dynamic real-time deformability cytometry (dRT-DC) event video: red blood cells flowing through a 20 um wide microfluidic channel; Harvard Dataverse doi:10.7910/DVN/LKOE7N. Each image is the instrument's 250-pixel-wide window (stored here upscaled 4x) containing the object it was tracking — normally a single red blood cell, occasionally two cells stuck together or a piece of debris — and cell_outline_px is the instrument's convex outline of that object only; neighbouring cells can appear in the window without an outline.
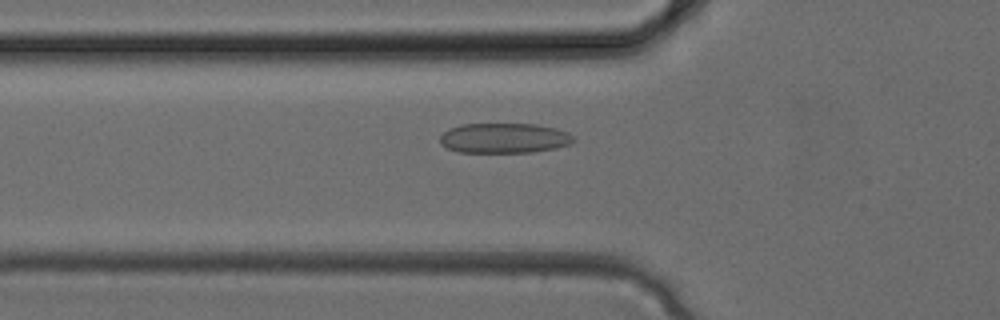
{"species": "common noctule bat (a hibernating species)", "species_latin": "Nyctalus noctula", "temperature_condition": "cold", "stored_images_in_passage": 32, "camera_frame_rate_fps": 3000, "um_per_image_px": 0.085, "animal": {"sex": "female", "body_mass_g": 24.6, "forearm_length_mm": 56.2}, "frame": {"image": 1, "passage_image": 10, "time_ms": 3.0, "image_size_px": [1000, 320], "cell_outline_px": [[576, 140], [572, 144], [556, 148], [532, 152], [460, 152], [448, 148], [440, 144], [440, 136], [448, 128], [460, 124], [536, 124], [556, 128], [568, 132]], "centroid_in_image_um": [42.87, 11.73], "position_along_channel_um": 82.9, "area_um2": 23.52}}
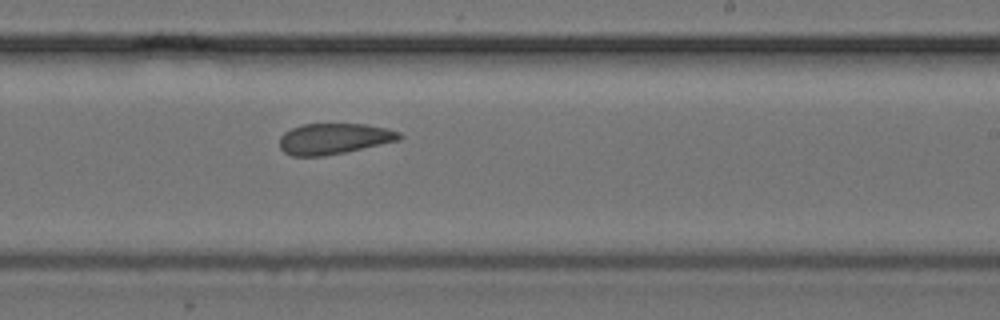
{"frame": {"image": 2, "passage_image": 19, "time_ms": 6.0, "image_size_px": [1000, 320], "cell_outline_px": [[404, 136], [400, 140], [344, 152], [324, 156], [292, 156], [284, 152], [280, 148], [280, 136], [284, 132], [292, 128], [304, 124], [368, 124], [388, 128], [400, 132]], "centroid_in_image_um": [28.41, 11.78], "position_along_channel_um": 260.6, "area_um2": 21.62}}
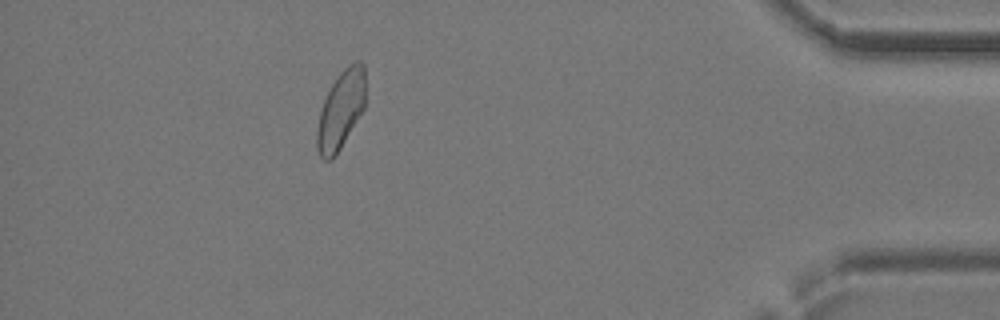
{"frame": {"image": 3, "passage_image": 29, "time_ms": 9.333, "image_size_px": [1000, 320], "cell_outline_px": [[364, 108], [340, 148], [332, 160], [324, 160], [320, 156], [316, 148], [316, 132], [320, 112], [324, 100], [332, 84], [340, 72], [348, 64], [356, 60], [360, 60], [364, 64]], "centroid_in_image_um": [28.95, 9.34], "position_along_channel_um": 406.2, "area_um2": 21.85}}